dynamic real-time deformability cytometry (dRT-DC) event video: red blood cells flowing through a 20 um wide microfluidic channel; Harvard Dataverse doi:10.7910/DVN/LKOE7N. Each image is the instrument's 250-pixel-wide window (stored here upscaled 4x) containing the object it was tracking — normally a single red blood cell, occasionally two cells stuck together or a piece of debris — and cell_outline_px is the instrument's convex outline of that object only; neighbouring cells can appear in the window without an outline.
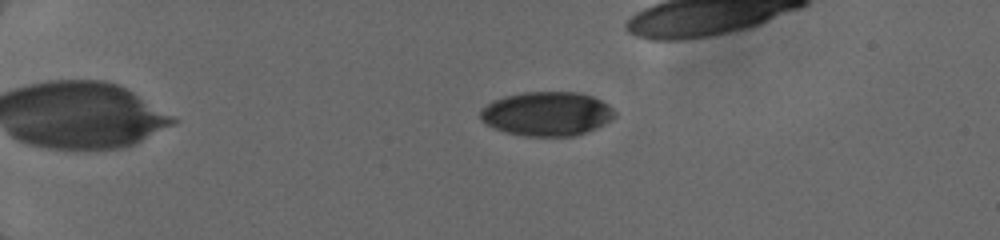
{"species": "human", "species_latin": "Homo sapiens", "temperature_condition": "cold", "stored_images_in_passage": 37, "camera_frame_rate_fps": 3000, "um_per_image_px": 0.085, "donor": {"sex": "female"}, "frame": {"image": 1, "passage_image": 10, "time_ms": 3.667, "image_size_px": [1000, 240], "cell_outline_px": [[616, 116], [596, 128], [576, 136], [524, 136], [504, 132], [484, 124], [480, 120], [480, 108], [492, 100], [504, 96], [524, 92], [580, 92], [592, 96], [608, 104], [616, 112]], "centroid_in_image_um": [46.44, 9.67], "position_along_channel_um": 38.6, "area_um2": 34.91}}
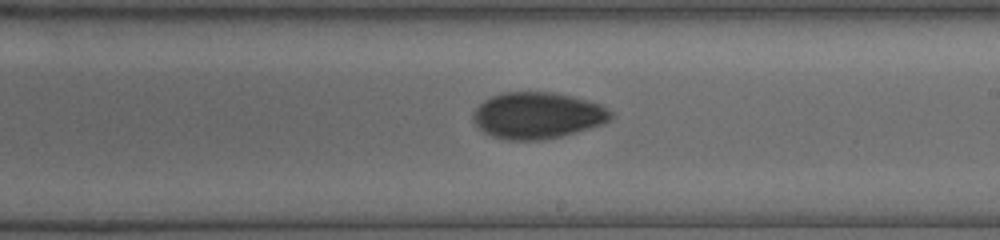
{"frame": {"image": 2, "passage_image": 26, "time_ms": 10.333, "image_size_px": [1000, 240], "cell_outline_px": [[612, 116], [604, 124], [560, 136], [544, 140], [504, 140], [492, 136], [484, 132], [472, 120], [472, 116], [476, 108], [484, 100], [492, 96], [504, 92], [552, 92], [572, 96], [600, 104], [612, 112]], "centroid_in_image_um": [45.67, 9.82], "position_along_channel_um": 243.3, "area_um2": 37.17}}
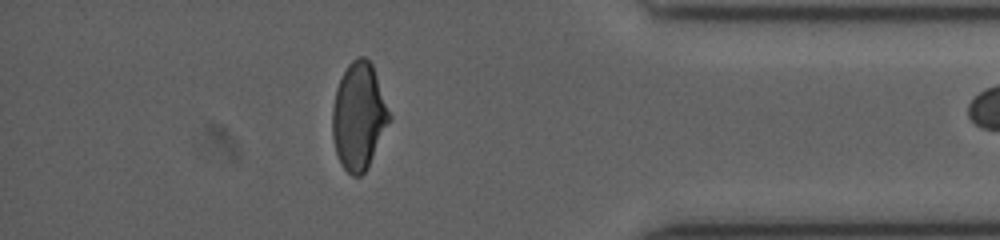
{"frame": {"image": 3, "passage_image": 36, "time_ms": 14.667, "image_size_px": [1000, 240], "cell_outline_px": [[392, 120], [368, 168], [360, 176], [352, 176], [340, 164], [336, 152], [332, 136], [332, 108], [336, 88], [348, 64], [356, 56], [364, 56], [372, 64], [392, 116]], "centroid_in_image_um": [30.51, 9.9], "position_along_channel_um": 404.7, "area_um2": 35.95}}